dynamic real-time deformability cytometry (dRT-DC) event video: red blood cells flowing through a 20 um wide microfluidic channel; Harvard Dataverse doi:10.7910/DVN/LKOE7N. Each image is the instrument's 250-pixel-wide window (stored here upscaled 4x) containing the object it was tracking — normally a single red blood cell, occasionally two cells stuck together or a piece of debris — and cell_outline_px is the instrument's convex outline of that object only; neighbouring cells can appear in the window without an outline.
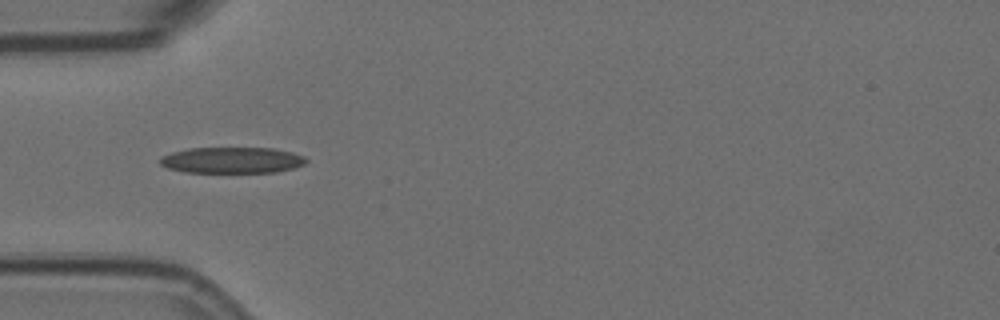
{"species": "Egyptian fruit bat (a non-hibernating species)", "species_latin": "Rousettus aegyptiacus", "temperature_condition": "room temperature", "stored_images_in_passage": 6, "camera_frame_rate_fps": 3000, "um_per_image_px": 0.085, "animal": {"sex": "female"}, "frame": {"image": 1, "passage_image": 3, "time_ms": 0.667, "image_size_px": [1000, 320], "cell_outline_px": [[308, 160], [304, 164], [292, 168], [276, 172], [184, 172], [168, 168], [160, 164], [160, 156], [172, 152], [188, 148], [272, 148], [292, 152], [304, 156]], "centroid_in_image_um": [19.7, 13.61], "position_along_channel_um": 65.3, "area_um2": 22.2}}
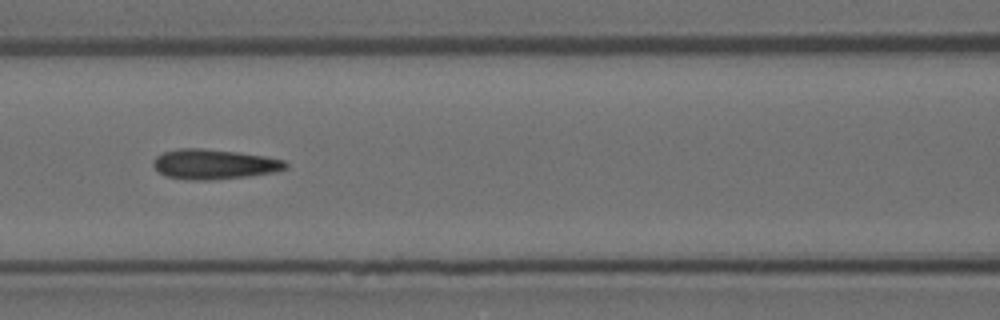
{"frame": {"image": 2, "passage_image": 5, "time_ms": 1.333, "image_size_px": [1000, 320], "cell_outline_px": [[288, 168], [276, 172], [248, 176], [212, 180], [188, 180], [164, 176], [152, 164], [156, 156], [164, 152], [180, 148], [200, 148], [236, 152], [264, 156], [284, 160], [288, 164]], "centroid_in_image_um": [18.21, 13.97], "position_along_channel_um": 148.4, "area_um2": 23.12}}
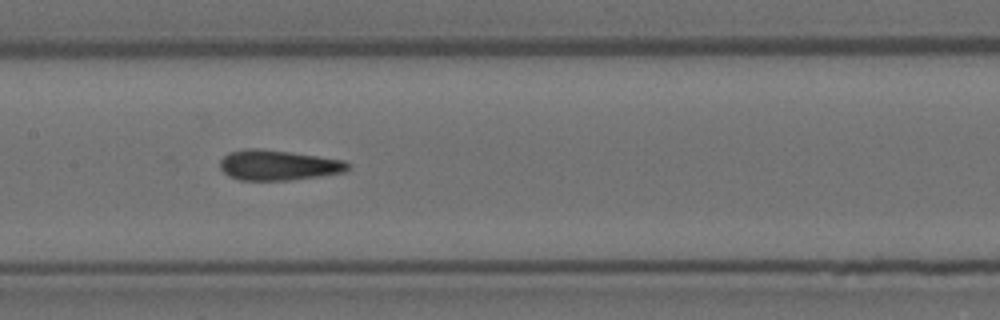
{"frame": {"image": 3, "passage_image": 6, "time_ms": 1.667, "image_size_px": [1000, 320], "cell_outline_px": [[352, 168], [344, 172], [320, 176], [288, 180], [240, 180], [228, 176], [220, 168], [220, 160], [228, 152], [244, 148], [260, 148], [292, 152], [344, 160]], "centroid_in_image_um": [23.63, 14.03], "position_along_channel_um": 183.8, "area_um2": 22.72}}